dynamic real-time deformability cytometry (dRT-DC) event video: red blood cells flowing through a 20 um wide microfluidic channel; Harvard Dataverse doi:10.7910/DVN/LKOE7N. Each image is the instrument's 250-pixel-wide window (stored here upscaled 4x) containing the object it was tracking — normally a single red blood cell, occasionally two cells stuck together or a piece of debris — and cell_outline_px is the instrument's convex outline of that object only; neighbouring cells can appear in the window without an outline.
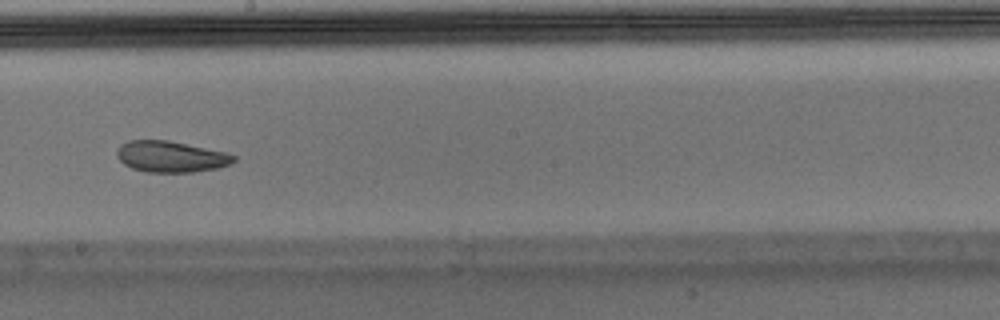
{"species": "Egyptian fruit bat (a non-hibernating species)", "species_latin": "Rousettus aegyptiacus", "temperature_condition": "warm", "stored_images_in_passage": 40, "camera_frame_rate_fps": 3000, "um_per_image_px": 0.085, "animal": {"sex": "male"}, "frame": {"image": 1, "passage_image": 23, "time_ms": 7.333, "image_size_px": [1000, 320], "cell_outline_px": [[236, 160], [232, 164], [216, 168], [192, 172], [144, 172], [132, 168], [124, 164], [116, 156], [116, 152], [120, 144], [128, 140], [168, 140], [224, 152], [236, 156]], "centroid_in_image_um": [14.49, 13.31], "position_along_channel_um": 233.7, "area_um2": 21.21}, "authors_computed_cell_mechanics": {"area_um2": 22.3975, "velocity_mm_per_s": 3.709, "shape_relaxation_time_tau1_ms": 8.4671, "shape_relaxation_time_tau2_ms": 5.7896, "deformation_change_tau1": 0.2248, "deformation_change_tau2": 0.086}}